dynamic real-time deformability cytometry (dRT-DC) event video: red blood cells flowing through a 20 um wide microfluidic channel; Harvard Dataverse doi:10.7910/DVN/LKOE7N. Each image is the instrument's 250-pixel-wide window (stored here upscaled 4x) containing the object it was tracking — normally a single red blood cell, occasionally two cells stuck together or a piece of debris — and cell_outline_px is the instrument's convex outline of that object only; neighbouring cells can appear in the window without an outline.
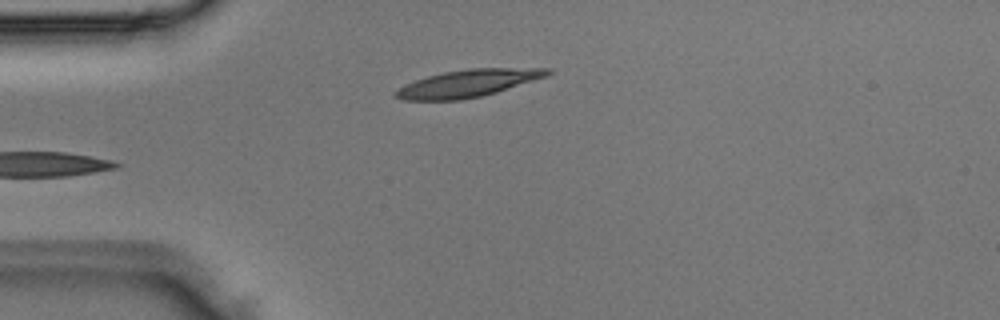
{"species": "Egyptian fruit bat (a non-hibernating species)", "species_latin": "Rousettus aegyptiacus", "temperature_condition": "room temperature", "stored_images_in_passage": 2, "camera_frame_rate_fps": 3000, "um_per_image_px": 0.085, "animal": {"sex": "male"}, "frame": {"image": 1, "passage_image": 2, "time_ms": 0.333, "image_size_px": [1000, 320], "cell_outline_px": [[552, 72], [544, 76], [496, 92], [480, 96], [460, 100], [404, 100], [392, 96], [392, 92], [404, 84], [428, 76], [444, 72], [468, 68], [552, 68]], "centroid_in_image_um": [39.69, 7.08], "position_along_channel_um": 45.3, "area_um2": 23.93}}